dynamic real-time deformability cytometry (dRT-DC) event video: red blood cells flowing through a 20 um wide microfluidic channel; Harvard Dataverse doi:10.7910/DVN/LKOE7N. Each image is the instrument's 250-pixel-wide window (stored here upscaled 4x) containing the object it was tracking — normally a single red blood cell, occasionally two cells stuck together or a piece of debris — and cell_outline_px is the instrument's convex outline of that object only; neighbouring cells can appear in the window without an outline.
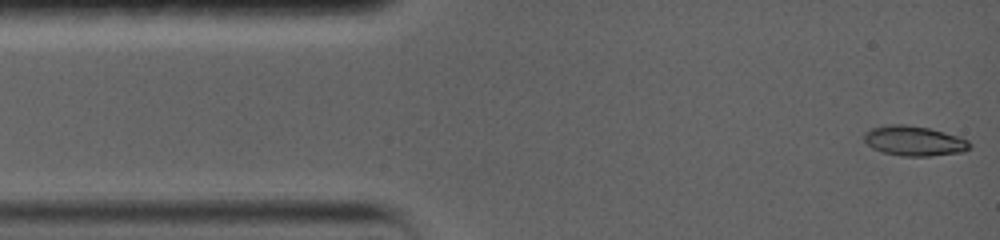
{"species": "common noctule bat (a hibernating species)", "species_latin": "Nyctalus noctula", "temperature_condition": "warm", "stored_images_in_passage": 51, "camera_frame_rate_fps": 5000, "um_per_image_px": 0.085, "animal": {"sex": "female", "body_mass_g": 19.0, "forearm_length_mm": 56.7}, "frame": {"image": 1, "passage_image": 1, "time_ms": 0.0, "image_size_px": [1000, 240], "cell_outline_px": [[972, 144], [964, 152], [928, 156], [900, 156], [880, 152], [872, 148], [864, 140], [864, 132], [872, 128], [888, 124], [904, 124], [928, 128], [960, 136], [968, 140]], "centroid_in_image_um": [77.69, 11.98], "position_along_channel_um": 7.3, "area_um2": 18.55}}
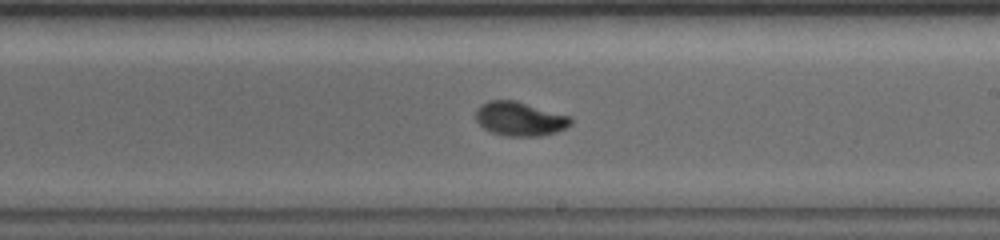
{"frame": {"image": 2, "passage_image": 26, "time_ms": 8.4, "image_size_px": [1000, 240], "cell_outline_px": [[572, 124], [556, 132], [540, 136], [504, 136], [492, 132], [484, 128], [476, 120], [476, 108], [480, 104], [488, 100], [516, 100], [572, 116]], "centroid_in_image_um": [44.19, 10.09], "position_along_channel_um": 244.8, "area_um2": 19.07}}
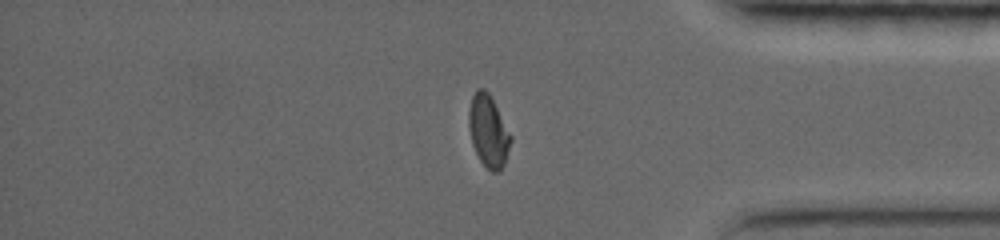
{"frame": {"image": 3, "passage_image": 41, "time_ms": 12.8, "image_size_px": [1000, 240], "cell_outline_px": [[512, 140], [504, 164], [496, 172], [492, 172], [480, 160], [472, 144], [468, 124], [468, 112], [472, 96], [476, 88], [484, 88], [488, 92], [512, 136]], "centroid_in_image_um": [41.5, 11.12], "position_along_channel_um": 393.7, "area_um2": 17.4}, "authors_computed_cell_mechanics": {"area_um2": 18.2648, "velocity_mm_per_s": 3.7273, "shape_relaxation_time_tau1_ms": 4.7758, "shape_relaxation_time_tau2_ms": null, "deformation_change_tau1": 0.1832, "deformation_change_tau2": null}}